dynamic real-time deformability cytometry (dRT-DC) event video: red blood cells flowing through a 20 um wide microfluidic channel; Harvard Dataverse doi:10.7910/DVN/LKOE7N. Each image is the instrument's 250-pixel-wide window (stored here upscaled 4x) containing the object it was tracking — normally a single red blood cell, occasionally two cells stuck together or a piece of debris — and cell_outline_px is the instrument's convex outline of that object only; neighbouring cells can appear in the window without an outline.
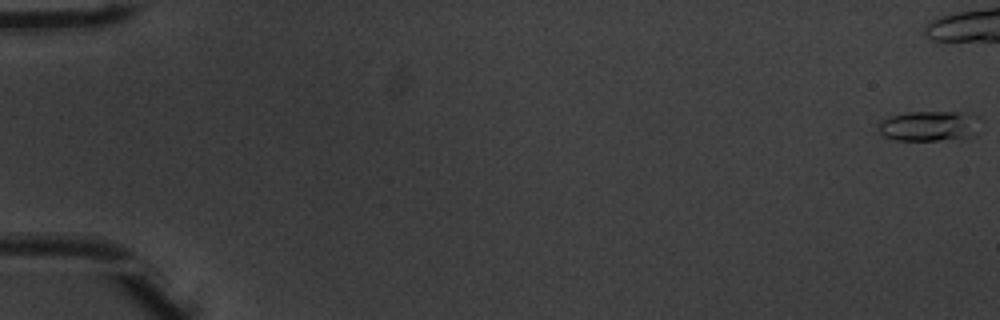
{"species": "common noctule bat (a hibernating species)", "species_latin": "Nyctalus noctula", "temperature_condition": "warm", "stored_images_in_passage": 9, "camera_frame_rate_fps": 3000, "um_per_image_px": 0.085, "animal": {"sex": "male", "body_mass_g": 20.1, "forearm_length_mm": 53.5}, "frame": {"image": 1, "passage_image": 1, "time_ms": 0.0, "image_size_px": [1000, 320], "cell_outline_px": [[980, 132], [976, 136], [936, 140], [896, 140], [884, 136], [876, 128], [880, 120], [892, 116], [912, 112], [960, 112], [976, 116]], "centroid_in_image_um": [78.98, 10.72], "position_along_channel_um": 6.0, "area_um2": 17.92}}